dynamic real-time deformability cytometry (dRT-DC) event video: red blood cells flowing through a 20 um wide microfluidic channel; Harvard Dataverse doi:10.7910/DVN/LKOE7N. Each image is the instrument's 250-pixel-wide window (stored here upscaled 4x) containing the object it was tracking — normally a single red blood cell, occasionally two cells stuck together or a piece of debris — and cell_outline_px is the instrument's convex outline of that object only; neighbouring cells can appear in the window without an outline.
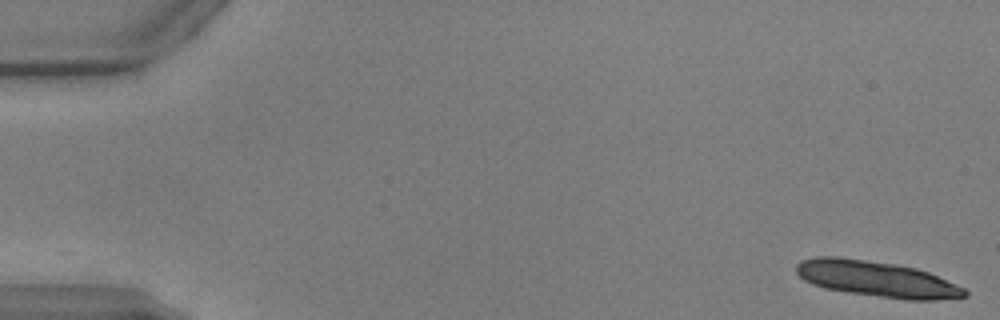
{"species": "common noctule bat (a hibernating species)", "species_latin": "Nyctalus noctula", "temperature_condition": "warm", "stored_images_in_passage": 15, "camera_frame_rate_fps": 3000, "um_per_image_px": 0.085, "animal": {"sex": "male", "body_mass_g": 17.9, "forearm_length_mm": 54.2}, "frame": {"image": 1, "passage_image": 1, "time_ms": 0.0, "image_size_px": [1000, 320], "cell_outline_px": [[968, 296], [936, 300], [904, 300], [848, 292], [824, 288], [812, 284], [804, 280], [796, 272], [796, 264], [800, 260], [816, 256], [836, 256], [896, 264], [916, 268], [928, 272], [964, 288], [968, 292]], "centroid_in_image_um": [74.5, 23.71], "position_along_channel_um": 10.5, "area_um2": 35.2}}